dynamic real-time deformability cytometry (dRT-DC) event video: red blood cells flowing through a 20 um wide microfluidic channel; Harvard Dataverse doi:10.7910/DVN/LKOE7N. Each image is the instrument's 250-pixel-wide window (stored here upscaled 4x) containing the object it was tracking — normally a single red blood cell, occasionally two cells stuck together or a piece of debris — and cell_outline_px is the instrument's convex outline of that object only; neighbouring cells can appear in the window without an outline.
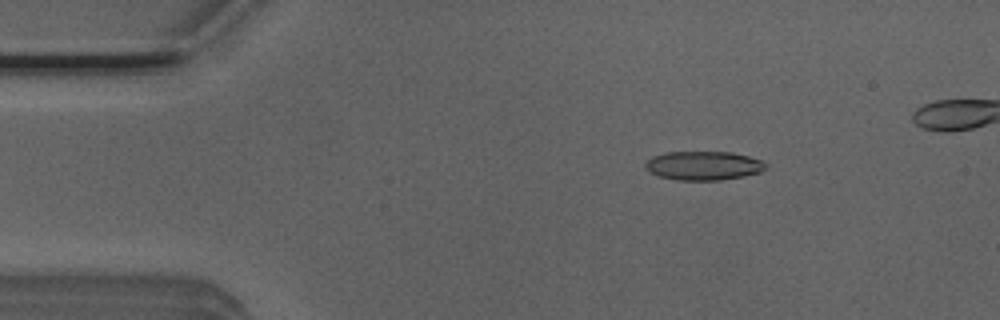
{"species": "Egyptian fruit bat (a non-hibernating species)", "species_latin": "Rousettus aegyptiacus", "temperature_condition": "room temperature", "stored_images_in_passage": 2, "camera_frame_rate_fps": 3000, "um_per_image_px": 0.085, "animal": {"sex": "male"}, "frame": {"image": 1, "passage_image": 1, "time_ms": 0.0, "image_size_px": [1000, 320], "cell_outline_px": [[768, 168], [760, 172], [744, 176], [720, 180], [676, 180], [656, 176], [644, 164], [652, 156], [664, 152], [732, 152], [764, 160], [768, 164]], "centroid_in_image_um": [59.84, 14.08], "position_along_channel_um": 25.2, "area_um2": 20.46}}